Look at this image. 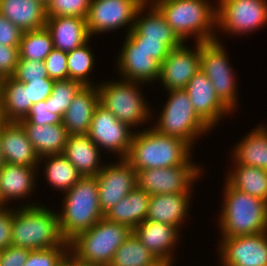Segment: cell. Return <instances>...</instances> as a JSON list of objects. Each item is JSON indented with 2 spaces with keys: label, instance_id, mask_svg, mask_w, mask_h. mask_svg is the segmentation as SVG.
Instances as JSON below:
<instances>
[{
  "label": "cell",
  "instance_id": "cell-1",
  "mask_svg": "<svg viewBox=\"0 0 267 266\" xmlns=\"http://www.w3.org/2000/svg\"><path fill=\"white\" fill-rule=\"evenodd\" d=\"M135 131L126 160L136 172L178 165H198L191 159L192 147L185 141L164 135L152 125ZM192 150V151H191Z\"/></svg>",
  "mask_w": 267,
  "mask_h": 266
},
{
  "label": "cell",
  "instance_id": "cell-2",
  "mask_svg": "<svg viewBox=\"0 0 267 266\" xmlns=\"http://www.w3.org/2000/svg\"><path fill=\"white\" fill-rule=\"evenodd\" d=\"M18 205L20 208H13L12 246L32 251L69 245L60 232L58 210H50L38 202Z\"/></svg>",
  "mask_w": 267,
  "mask_h": 266
},
{
  "label": "cell",
  "instance_id": "cell-3",
  "mask_svg": "<svg viewBox=\"0 0 267 266\" xmlns=\"http://www.w3.org/2000/svg\"><path fill=\"white\" fill-rule=\"evenodd\" d=\"M149 1L159 9L167 24L182 42H185L191 36L196 43L218 39L215 31L216 3L212 4L209 0Z\"/></svg>",
  "mask_w": 267,
  "mask_h": 266
},
{
  "label": "cell",
  "instance_id": "cell-4",
  "mask_svg": "<svg viewBox=\"0 0 267 266\" xmlns=\"http://www.w3.org/2000/svg\"><path fill=\"white\" fill-rule=\"evenodd\" d=\"M224 187L217 220L220 238L267 232V201L233 188L226 180Z\"/></svg>",
  "mask_w": 267,
  "mask_h": 266
},
{
  "label": "cell",
  "instance_id": "cell-5",
  "mask_svg": "<svg viewBox=\"0 0 267 266\" xmlns=\"http://www.w3.org/2000/svg\"><path fill=\"white\" fill-rule=\"evenodd\" d=\"M61 211L57 213L59 228L66 241L90 229L104 217L99 205L96 177H82L64 192Z\"/></svg>",
  "mask_w": 267,
  "mask_h": 266
},
{
  "label": "cell",
  "instance_id": "cell-6",
  "mask_svg": "<svg viewBox=\"0 0 267 266\" xmlns=\"http://www.w3.org/2000/svg\"><path fill=\"white\" fill-rule=\"evenodd\" d=\"M132 233L130 227L103 217L69 241V253L81 262L109 266L117 249Z\"/></svg>",
  "mask_w": 267,
  "mask_h": 266
},
{
  "label": "cell",
  "instance_id": "cell-7",
  "mask_svg": "<svg viewBox=\"0 0 267 266\" xmlns=\"http://www.w3.org/2000/svg\"><path fill=\"white\" fill-rule=\"evenodd\" d=\"M141 84L145 85L141 82L119 79L107 80L96 85L99 103L134 131L138 125L147 124V121L149 123L154 111L150 103H147L148 100L144 99L146 97L141 93L143 89H139Z\"/></svg>",
  "mask_w": 267,
  "mask_h": 266
},
{
  "label": "cell",
  "instance_id": "cell-8",
  "mask_svg": "<svg viewBox=\"0 0 267 266\" xmlns=\"http://www.w3.org/2000/svg\"><path fill=\"white\" fill-rule=\"evenodd\" d=\"M167 93L168 99L153 128L164 135L179 138L194 148L195 141L212 129L194 111L185 89L168 90Z\"/></svg>",
  "mask_w": 267,
  "mask_h": 266
},
{
  "label": "cell",
  "instance_id": "cell-9",
  "mask_svg": "<svg viewBox=\"0 0 267 266\" xmlns=\"http://www.w3.org/2000/svg\"><path fill=\"white\" fill-rule=\"evenodd\" d=\"M216 4V35L220 31L232 37L249 35L267 24V0H217Z\"/></svg>",
  "mask_w": 267,
  "mask_h": 266
},
{
  "label": "cell",
  "instance_id": "cell-10",
  "mask_svg": "<svg viewBox=\"0 0 267 266\" xmlns=\"http://www.w3.org/2000/svg\"><path fill=\"white\" fill-rule=\"evenodd\" d=\"M224 44L219 39L201 42L200 70L211 81L216 95L232 111L237 109L238 89Z\"/></svg>",
  "mask_w": 267,
  "mask_h": 266
},
{
  "label": "cell",
  "instance_id": "cell-11",
  "mask_svg": "<svg viewBox=\"0 0 267 266\" xmlns=\"http://www.w3.org/2000/svg\"><path fill=\"white\" fill-rule=\"evenodd\" d=\"M203 171L200 165L141 170L137 172V187L150 195L192 193Z\"/></svg>",
  "mask_w": 267,
  "mask_h": 266
},
{
  "label": "cell",
  "instance_id": "cell-12",
  "mask_svg": "<svg viewBox=\"0 0 267 266\" xmlns=\"http://www.w3.org/2000/svg\"><path fill=\"white\" fill-rule=\"evenodd\" d=\"M147 0H92L86 18L87 30L90 37L99 33L125 28L128 34L133 29V24L139 8Z\"/></svg>",
  "mask_w": 267,
  "mask_h": 266
},
{
  "label": "cell",
  "instance_id": "cell-13",
  "mask_svg": "<svg viewBox=\"0 0 267 266\" xmlns=\"http://www.w3.org/2000/svg\"><path fill=\"white\" fill-rule=\"evenodd\" d=\"M132 130L133 128L118 120L99 103L95 108L87 135L100 150H105L106 154L111 152L117 154L118 159H126L135 133Z\"/></svg>",
  "mask_w": 267,
  "mask_h": 266
},
{
  "label": "cell",
  "instance_id": "cell-14",
  "mask_svg": "<svg viewBox=\"0 0 267 266\" xmlns=\"http://www.w3.org/2000/svg\"><path fill=\"white\" fill-rule=\"evenodd\" d=\"M118 160L119 163L105 164L95 176L103 215L137 187V172L126 159Z\"/></svg>",
  "mask_w": 267,
  "mask_h": 266
},
{
  "label": "cell",
  "instance_id": "cell-15",
  "mask_svg": "<svg viewBox=\"0 0 267 266\" xmlns=\"http://www.w3.org/2000/svg\"><path fill=\"white\" fill-rule=\"evenodd\" d=\"M220 239L218 265L267 266V232Z\"/></svg>",
  "mask_w": 267,
  "mask_h": 266
},
{
  "label": "cell",
  "instance_id": "cell-16",
  "mask_svg": "<svg viewBox=\"0 0 267 266\" xmlns=\"http://www.w3.org/2000/svg\"><path fill=\"white\" fill-rule=\"evenodd\" d=\"M185 44L183 42L178 48L171 49L167 58L160 64L158 80L166 91L184 89L200 70L201 42L195 43L194 48Z\"/></svg>",
  "mask_w": 267,
  "mask_h": 266
},
{
  "label": "cell",
  "instance_id": "cell-17",
  "mask_svg": "<svg viewBox=\"0 0 267 266\" xmlns=\"http://www.w3.org/2000/svg\"><path fill=\"white\" fill-rule=\"evenodd\" d=\"M194 111L212 129L233 112L216 95L211 81L199 70L184 88Z\"/></svg>",
  "mask_w": 267,
  "mask_h": 266
},
{
  "label": "cell",
  "instance_id": "cell-18",
  "mask_svg": "<svg viewBox=\"0 0 267 266\" xmlns=\"http://www.w3.org/2000/svg\"><path fill=\"white\" fill-rule=\"evenodd\" d=\"M116 60V70L124 80L141 82L143 84L158 81L160 63L145 50L138 48L126 35Z\"/></svg>",
  "mask_w": 267,
  "mask_h": 266
},
{
  "label": "cell",
  "instance_id": "cell-19",
  "mask_svg": "<svg viewBox=\"0 0 267 266\" xmlns=\"http://www.w3.org/2000/svg\"><path fill=\"white\" fill-rule=\"evenodd\" d=\"M133 233L159 261L174 266L176 255L173 249L176 250L182 234L177 227L145 220L133 230Z\"/></svg>",
  "mask_w": 267,
  "mask_h": 266
},
{
  "label": "cell",
  "instance_id": "cell-20",
  "mask_svg": "<svg viewBox=\"0 0 267 266\" xmlns=\"http://www.w3.org/2000/svg\"><path fill=\"white\" fill-rule=\"evenodd\" d=\"M124 35L130 39L162 40L170 49L178 48L183 43L167 24L163 14L149 0L139 8L133 29Z\"/></svg>",
  "mask_w": 267,
  "mask_h": 266
},
{
  "label": "cell",
  "instance_id": "cell-21",
  "mask_svg": "<svg viewBox=\"0 0 267 266\" xmlns=\"http://www.w3.org/2000/svg\"><path fill=\"white\" fill-rule=\"evenodd\" d=\"M1 150L5 163L39 167L40 157L19 122L0 121Z\"/></svg>",
  "mask_w": 267,
  "mask_h": 266
},
{
  "label": "cell",
  "instance_id": "cell-22",
  "mask_svg": "<svg viewBox=\"0 0 267 266\" xmlns=\"http://www.w3.org/2000/svg\"><path fill=\"white\" fill-rule=\"evenodd\" d=\"M191 194L151 195L146 220L169 224L182 230L186 217H189Z\"/></svg>",
  "mask_w": 267,
  "mask_h": 266
},
{
  "label": "cell",
  "instance_id": "cell-23",
  "mask_svg": "<svg viewBox=\"0 0 267 266\" xmlns=\"http://www.w3.org/2000/svg\"><path fill=\"white\" fill-rule=\"evenodd\" d=\"M38 171L39 167L4 164L0 170V195L8 207L13 200L16 202L17 199L21 200L32 196L31 194L37 187Z\"/></svg>",
  "mask_w": 267,
  "mask_h": 266
},
{
  "label": "cell",
  "instance_id": "cell-24",
  "mask_svg": "<svg viewBox=\"0 0 267 266\" xmlns=\"http://www.w3.org/2000/svg\"><path fill=\"white\" fill-rule=\"evenodd\" d=\"M45 27L52 36L53 47L63 52H71L90 42L85 18L47 17Z\"/></svg>",
  "mask_w": 267,
  "mask_h": 266
},
{
  "label": "cell",
  "instance_id": "cell-25",
  "mask_svg": "<svg viewBox=\"0 0 267 266\" xmlns=\"http://www.w3.org/2000/svg\"><path fill=\"white\" fill-rule=\"evenodd\" d=\"M98 104L97 86H84L73 98L62 117V124L68 135H85L88 133Z\"/></svg>",
  "mask_w": 267,
  "mask_h": 266
},
{
  "label": "cell",
  "instance_id": "cell-26",
  "mask_svg": "<svg viewBox=\"0 0 267 266\" xmlns=\"http://www.w3.org/2000/svg\"><path fill=\"white\" fill-rule=\"evenodd\" d=\"M100 151L87 134L69 135L62 154L82 177H95L105 166Z\"/></svg>",
  "mask_w": 267,
  "mask_h": 266
},
{
  "label": "cell",
  "instance_id": "cell-27",
  "mask_svg": "<svg viewBox=\"0 0 267 266\" xmlns=\"http://www.w3.org/2000/svg\"><path fill=\"white\" fill-rule=\"evenodd\" d=\"M0 14L22 32L39 30L46 25V5L40 0H0Z\"/></svg>",
  "mask_w": 267,
  "mask_h": 266
},
{
  "label": "cell",
  "instance_id": "cell-28",
  "mask_svg": "<svg viewBox=\"0 0 267 266\" xmlns=\"http://www.w3.org/2000/svg\"><path fill=\"white\" fill-rule=\"evenodd\" d=\"M28 87L12 77L0 80V121L19 122L29 114Z\"/></svg>",
  "mask_w": 267,
  "mask_h": 266
},
{
  "label": "cell",
  "instance_id": "cell-29",
  "mask_svg": "<svg viewBox=\"0 0 267 266\" xmlns=\"http://www.w3.org/2000/svg\"><path fill=\"white\" fill-rule=\"evenodd\" d=\"M232 161L267 170V126L258 125L242 137L231 152Z\"/></svg>",
  "mask_w": 267,
  "mask_h": 266
},
{
  "label": "cell",
  "instance_id": "cell-30",
  "mask_svg": "<svg viewBox=\"0 0 267 266\" xmlns=\"http://www.w3.org/2000/svg\"><path fill=\"white\" fill-rule=\"evenodd\" d=\"M19 123L26 131L28 140L39 157L63 153L69 135L62 123L36 125L29 124L25 119Z\"/></svg>",
  "mask_w": 267,
  "mask_h": 266
},
{
  "label": "cell",
  "instance_id": "cell-31",
  "mask_svg": "<svg viewBox=\"0 0 267 266\" xmlns=\"http://www.w3.org/2000/svg\"><path fill=\"white\" fill-rule=\"evenodd\" d=\"M150 194L136 187L109 210L104 217L134 230L146 220Z\"/></svg>",
  "mask_w": 267,
  "mask_h": 266
},
{
  "label": "cell",
  "instance_id": "cell-32",
  "mask_svg": "<svg viewBox=\"0 0 267 266\" xmlns=\"http://www.w3.org/2000/svg\"><path fill=\"white\" fill-rule=\"evenodd\" d=\"M226 172V181L233 187L250 196L267 201V170L236 164Z\"/></svg>",
  "mask_w": 267,
  "mask_h": 266
},
{
  "label": "cell",
  "instance_id": "cell-33",
  "mask_svg": "<svg viewBox=\"0 0 267 266\" xmlns=\"http://www.w3.org/2000/svg\"><path fill=\"white\" fill-rule=\"evenodd\" d=\"M39 165L44 168L43 177L46 178L47 183L61 193L70 190L82 178L79 171L63 154L42 156L39 159Z\"/></svg>",
  "mask_w": 267,
  "mask_h": 266
},
{
  "label": "cell",
  "instance_id": "cell-34",
  "mask_svg": "<svg viewBox=\"0 0 267 266\" xmlns=\"http://www.w3.org/2000/svg\"><path fill=\"white\" fill-rule=\"evenodd\" d=\"M159 260L131 234L117 249L109 266H153Z\"/></svg>",
  "mask_w": 267,
  "mask_h": 266
},
{
  "label": "cell",
  "instance_id": "cell-35",
  "mask_svg": "<svg viewBox=\"0 0 267 266\" xmlns=\"http://www.w3.org/2000/svg\"><path fill=\"white\" fill-rule=\"evenodd\" d=\"M53 48L52 36L46 27L23 32L19 45V59L44 61Z\"/></svg>",
  "mask_w": 267,
  "mask_h": 266
},
{
  "label": "cell",
  "instance_id": "cell-36",
  "mask_svg": "<svg viewBox=\"0 0 267 266\" xmlns=\"http://www.w3.org/2000/svg\"><path fill=\"white\" fill-rule=\"evenodd\" d=\"M88 42L67 53L68 78L83 84L84 86H96L89 77L93 72L95 55Z\"/></svg>",
  "mask_w": 267,
  "mask_h": 266
},
{
  "label": "cell",
  "instance_id": "cell-37",
  "mask_svg": "<svg viewBox=\"0 0 267 266\" xmlns=\"http://www.w3.org/2000/svg\"><path fill=\"white\" fill-rule=\"evenodd\" d=\"M83 87L84 85L80 82L69 78L56 80L53 85L52 93L49 96V107L52 113L63 117L73 98Z\"/></svg>",
  "mask_w": 267,
  "mask_h": 266
},
{
  "label": "cell",
  "instance_id": "cell-38",
  "mask_svg": "<svg viewBox=\"0 0 267 266\" xmlns=\"http://www.w3.org/2000/svg\"><path fill=\"white\" fill-rule=\"evenodd\" d=\"M92 0H49L46 4L47 17L87 18Z\"/></svg>",
  "mask_w": 267,
  "mask_h": 266
},
{
  "label": "cell",
  "instance_id": "cell-39",
  "mask_svg": "<svg viewBox=\"0 0 267 266\" xmlns=\"http://www.w3.org/2000/svg\"><path fill=\"white\" fill-rule=\"evenodd\" d=\"M69 254V245H59L29 252L24 266H58Z\"/></svg>",
  "mask_w": 267,
  "mask_h": 266
},
{
  "label": "cell",
  "instance_id": "cell-40",
  "mask_svg": "<svg viewBox=\"0 0 267 266\" xmlns=\"http://www.w3.org/2000/svg\"><path fill=\"white\" fill-rule=\"evenodd\" d=\"M48 77L44 61L18 60L15 72L12 76L20 83H28L32 80H43Z\"/></svg>",
  "mask_w": 267,
  "mask_h": 266
},
{
  "label": "cell",
  "instance_id": "cell-41",
  "mask_svg": "<svg viewBox=\"0 0 267 266\" xmlns=\"http://www.w3.org/2000/svg\"><path fill=\"white\" fill-rule=\"evenodd\" d=\"M48 77L50 79H68L67 52L53 48L49 55L44 59Z\"/></svg>",
  "mask_w": 267,
  "mask_h": 266
},
{
  "label": "cell",
  "instance_id": "cell-42",
  "mask_svg": "<svg viewBox=\"0 0 267 266\" xmlns=\"http://www.w3.org/2000/svg\"><path fill=\"white\" fill-rule=\"evenodd\" d=\"M25 120L29 124L36 125H52L62 123V117L58 114L52 113V110L49 107V97L44 101L33 104Z\"/></svg>",
  "mask_w": 267,
  "mask_h": 266
},
{
  "label": "cell",
  "instance_id": "cell-43",
  "mask_svg": "<svg viewBox=\"0 0 267 266\" xmlns=\"http://www.w3.org/2000/svg\"><path fill=\"white\" fill-rule=\"evenodd\" d=\"M19 60V47L0 44V80L12 77Z\"/></svg>",
  "mask_w": 267,
  "mask_h": 266
},
{
  "label": "cell",
  "instance_id": "cell-44",
  "mask_svg": "<svg viewBox=\"0 0 267 266\" xmlns=\"http://www.w3.org/2000/svg\"><path fill=\"white\" fill-rule=\"evenodd\" d=\"M54 80L49 77L43 80H32L25 83L28 87L29 102L32 104L46 100L52 93Z\"/></svg>",
  "mask_w": 267,
  "mask_h": 266
},
{
  "label": "cell",
  "instance_id": "cell-45",
  "mask_svg": "<svg viewBox=\"0 0 267 266\" xmlns=\"http://www.w3.org/2000/svg\"><path fill=\"white\" fill-rule=\"evenodd\" d=\"M138 48L148 52L160 64L167 58L170 48L162 40L131 39Z\"/></svg>",
  "mask_w": 267,
  "mask_h": 266
},
{
  "label": "cell",
  "instance_id": "cell-46",
  "mask_svg": "<svg viewBox=\"0 0 267 266\" xmlns=\"http://www.w3.org/2000/svg\"><path fill=\"white\" fill-rule=\"evenodd\" d=\"M23 32L0 14V44L19 47Z\"/></svg>",
  "mask_w": 267,
  "mask_h": 266
},
{
  "label": "cell",
  "instance_id": "cell-47",
  "mask_svg": "<svg viewBox=\"0 0 267 266\" xmlns=\"http://www.w3.org/2000/svg\"><path fill=\"white\" fill-rule=\"evenodd\" d=\"M30 251L10 245L0 251V266H24Z\"/></svg>",
  "mask_w": 267,
  "mask_h": 266
},
{
  "label": "cell",
  "instance_id": "cell-48",
  "mask_svg": "<svg viewBox=\"0 0 267 266\" xmlns=\"http://www.w3.org/2000/svg\"><path fill=\"white\" fill-rule=\"evenodd\" d=\"M13 208L0 209V251L11 245Z\"/></svg>",
  "mask_w": 267,
  "mask_h": 266
},
{
  "label": "cell",
  "instance_id": "cell-49",
  "mask_svg": "<svg viewBox=\"0 0 267 266\" xmlns=\"http://www.w3.org/2000/svg\"><path fill=\"white\" fill-rule=\"evenodd\" d=\"M69 266H98L89 263L81 262L69 253Z\"/></svg>",
  "mask_w": 267,
  "mask_h": 266
},
{
  "label": "cell",
  "instance_id": "cell-50",
  "mask_svg": "<svg viewBox=\"0 0 267 266\" xmlns=\"http://www.w3.org/2000/svg\"><path fill=\"white\" fill-rule=\"evenodd\" d=\"M4 164L5 161L1 150V128H0V170L3 168Z\"/></svg>",
  "mask_w": 267,
  "mask_h": 266
},
{
  "label": "cell",
  "instance_id": "cell-51",
  "mask_svg": "<svg viewBox=\"0 0 267 266\" xmlns=\"http://www.w3.org/2000/svg\"><path fill=\"white\" fill-rule=\"evenodd\" d=\"M58 266H69V254L65 257L64 261Z\"/></svg>",
  "mask_w": 267,
  "mask_h": 266
},
{
  "label": "cell",
  "instance_id": "cell-52",
  "mask_svg": "<svg viewBox=\"0 0 267 266\" xmlns=\"http://www.w3.org/2000/svg\"><path fill=\"white\" fill-rule=\"evenodd\" d=\"M153 266H171V265H169V264L166 263V262L159 261L156 265H153Z\"/></svg>",
  "mask_w": 267,
  "mask_h": 266
},
{
  "label": "cell",
  "instance_id": "cell-53",
  "mask_svg": "<svg viewBox=\"0 0 267 266\" xmlns=\"http://www.w3.org/2000/svg\"><path fill=\"white\" fill-rule=\"evenodd\" d=\"M8 206H6V204L3 202L1 195H0V209L6 208Z\"/></svg>",
  "mask_w": 267,
  "mask_h": 266
},
{
  "label": "cell",
  "instance_id": "cell-54",
  "mask_svg": "<svg viewBox=\"0 0 267 266\" xmlns=\"http://www.w3.org/2000/svg\"><path fill=\"white\" fill-rule=\"evenodd\" d=\"M40 1H42L46 5L49 0H40Z\"/></svg>",
  "mask_w": 267,
  "mask_h": 266
}]
</instances>
